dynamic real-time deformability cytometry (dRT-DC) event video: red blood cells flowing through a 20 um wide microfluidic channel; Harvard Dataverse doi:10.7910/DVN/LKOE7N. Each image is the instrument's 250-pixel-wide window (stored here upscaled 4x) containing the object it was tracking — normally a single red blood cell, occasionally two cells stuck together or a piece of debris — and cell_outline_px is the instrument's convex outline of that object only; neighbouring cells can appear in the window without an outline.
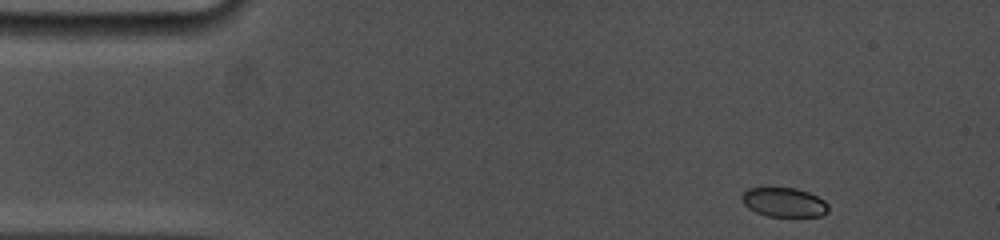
{"species": "common noctule bat (a hibernating species)", "species_latin": "Nyctalus noctula", "temperature_condition": "cold", "stored_images_in_passage": 39, "camera_frame_rate_fps": 5000, "um_per_image_px": 0.085, "animal": {"sex": "female", "body_mass_g": 19.0, "forearm_length_mm": 53.3}, "frame": {"image": 1, "passage_image": 1, "time_ms": 0.0, "image_size_px": [1000, 240], "cell_outline_px": [[828, 212], [820, 216], [768, 216], [756, 212], [748, 208], [744, 204], [740, 196], [748, 188], [764, 184], [796, 188], [808, 192], [824, 200], [828, 204]], "centroid_in_image_um": [66.58, 17.13], "position_along_channel_um": 18.4, "area_um2": 15.37}}
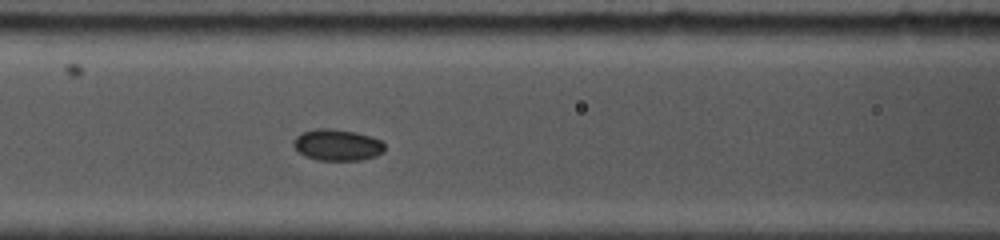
{"frame": {"image": 2, "passage_image": 18, "time_ms": 5.4, "image_size_px": [1000, 240], "cell_outline_px": [[384, 152], [376, 156], [360, 160], [316, 160], [304, 156], [292, 144], [292, 140], [300, 132], [316, 128], [332, 128], [356, 132], [372, 136], [380, 140], [384, 144]], "centroid_in_image_um": [28.65, 12.31], "position_along_channel_um": 138.0, "area_um2": 16.94}}
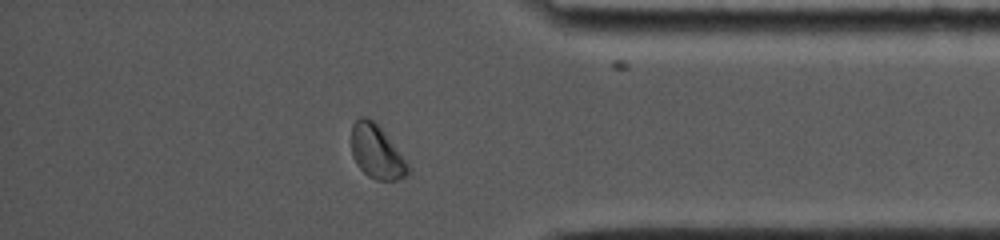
{"frame": {"image": 3, "passage_image": 34, "time_ms": 12.6, "image_size_px": [1000, 240], "cell_outline_px": [[412, 172], [396, 180], [376, 180], [368, 176], [356, 164], [352, 156], [352, 124], [360, 116], [364, 116], [376, 120], [412, 168]], "centroid_in_image_um": [32.04, 12.89], "position_along_channel_um": 403.2, "area_um2": 18.03}, "authors_computed_cell_mechanics": {"area_um2": 16.2418, "velocity_mm_per_s": 3.7804, "shape_relaxation_time_tau1_ms": 3.4216, "shape_relaxation_time_tau2_ms": null, "deformation_change_tau1": 0.0735, "deformation_change_tau2": null}}